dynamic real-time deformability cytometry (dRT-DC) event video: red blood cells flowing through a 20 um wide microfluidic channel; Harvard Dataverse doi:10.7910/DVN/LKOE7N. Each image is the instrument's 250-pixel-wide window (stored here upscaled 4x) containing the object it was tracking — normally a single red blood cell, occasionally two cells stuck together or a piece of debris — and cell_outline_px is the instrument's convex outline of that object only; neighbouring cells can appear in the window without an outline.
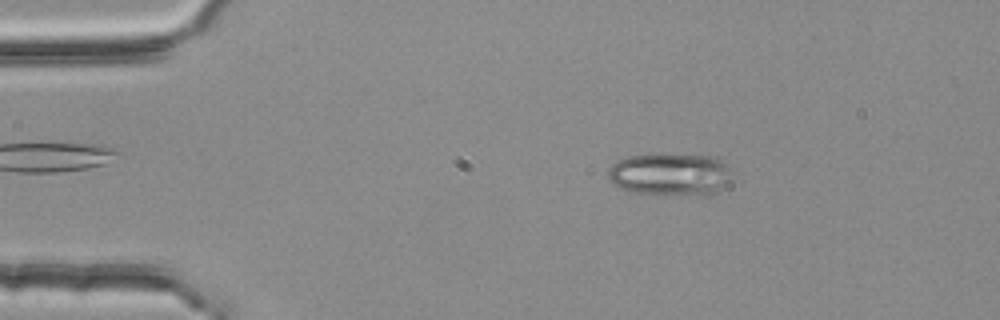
{"species": "common noctule bat (a hibernating species)", "species_latin": "Nyctalus noctula", "temperature_condition": "room temperature", "stored_images_in_passage": 2, "camera_frame_rate_fps": 3000, "um_per_image_px": 0.085, "animal": {"sex": "female", "body_mass_g": 25.1}, "frame": {"image": 1, "passage_image": 1, "time_ms": 0.0, "image_size_px": [1000, 320], "cell_outline_px": [[728, 180], [716, 192], [708, 196], [704, 196], [632, 192], [620, 188], [608, 176], [608, 172], [612, 164], [628, 156], [648, 152], [668, 152], [716, 156], [728, 164]], "centroid_in_image_um": [56.97, 14.76], "position_along_channel_um": 28.0, "area_um2": 31.33}}